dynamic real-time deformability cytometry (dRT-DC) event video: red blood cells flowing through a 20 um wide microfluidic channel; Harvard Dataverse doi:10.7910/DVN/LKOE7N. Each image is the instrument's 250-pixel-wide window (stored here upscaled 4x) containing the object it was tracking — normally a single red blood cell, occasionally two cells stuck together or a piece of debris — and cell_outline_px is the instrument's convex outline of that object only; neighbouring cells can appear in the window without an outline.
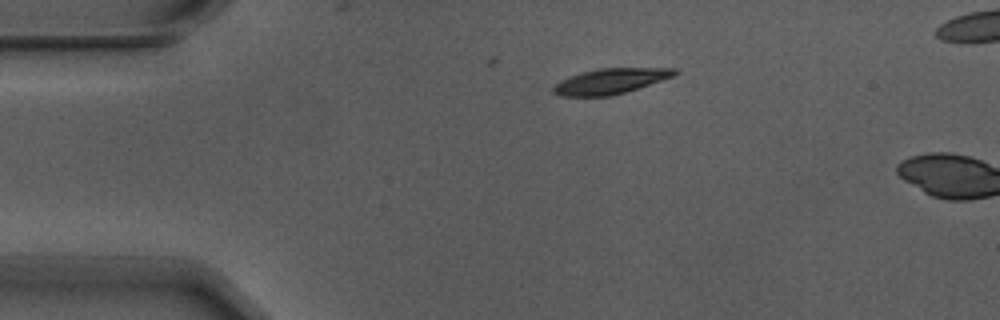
{"species": "Egyptian fruit bat (a non-hibernating species)", "species_latin": "Rousettus aegyptiacus", "temperature_condition": "warm", "stored_images_in_passage": 4, "camera_frame_rate_fps": 3000, "um_per_image_px": 0.085, "animal": {"sex": "male"}, "frame": {"image": 1, "passage_image": 4, "time_ms": 1.0, "image_size_px": [1000, 320], "cell_outline_px": [[680, 72], [672, 76], [612, 96], [560, 96], [552, 92], [552, 88], [556, 84], [580, 72], [596, 68], [676, 68]], "centroid_in_image_um": [51.87, 6.89], "position_along_channel_um": 33.1, "area_um2": 17.63}}